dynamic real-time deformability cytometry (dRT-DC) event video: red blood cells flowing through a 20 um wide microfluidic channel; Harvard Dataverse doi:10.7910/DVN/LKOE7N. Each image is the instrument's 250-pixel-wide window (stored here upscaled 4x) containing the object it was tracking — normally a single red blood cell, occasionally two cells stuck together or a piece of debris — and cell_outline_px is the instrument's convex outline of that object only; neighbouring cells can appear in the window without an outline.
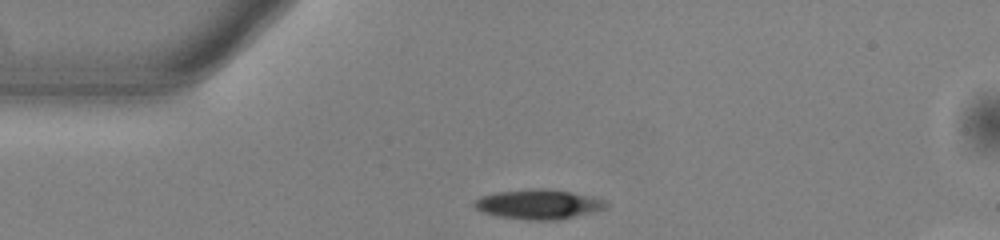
{"species": "common noctule bat (a hibernating species)", "species_latin": "Nyctalus noctula", "temperature_condition": "warm", "stored_images_in_passage": 20, "camera_frame_rate_fps": 3000, "um_per_image_px": 0.085, "animal": {"sex": "male", "body_mass_g": 13.0, "forearm_length_mm": 53.1}, "frame": {"image": 1, "passage_image": 1, "time_ms": 0.0, "image_size_px": [1000, 240], "cell_outline_px": [[608, 208], [560, 220], [528, 220], [500, 216], [484, 212], [476, 208], [472, 204], [480, 196], [496, 192], [532, 188], [548, 188], [592, 196], [604, 200], [608, 204]], "centroid_in_image_um": [45.8, 17.35], "position_along_channel_um": 39.2, "area_um2": 22.83}}
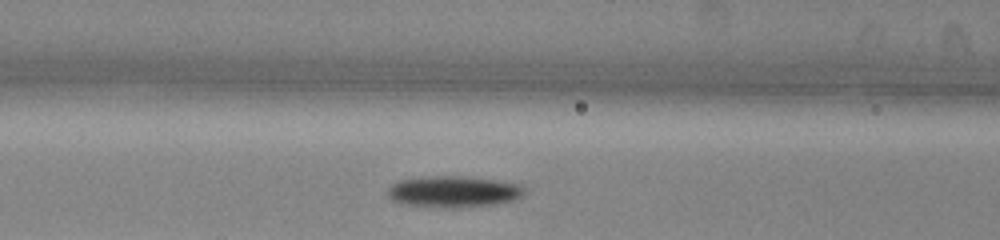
{"frame": {"image": 2, "passage_image": 10, "time_ms": 3.0, "image_size_px": [1000, 240], "cell_outline_px": [[524, 196], [512, 200], [492, 204], [452, 208], [440, 208], [404, 204], [392, 200], [388, 196], [388, 188], [392, 184], [400, 180], [420, 176], [464, 176], [496, 180], [516, 184], [524, 188]], "centroid_in_image_um": [38.49, 16.28], "position_along_channel_um": 128.1, "area_um2": 24.97}}
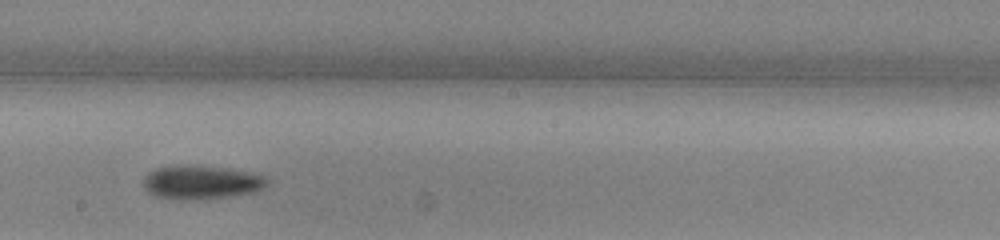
{"frame": {"image": 3, "passage_image": 18, "time_ms": 5.667, "image_size_px": [1000, 240], "cell_outline_px": [[268, 184], [264, 188], [256, 192], [208, 200], [176, 200], [156, 196], [148, 192], [144, 188], [144, 176], [156, 168], [184, 164], [188, 164], [228, 168], [264, 176], [268, 180]], "centroid_in_image_um": [17.11, 15.51], "position_along_channel_um": 231.1, "area_um2": 24.8}}